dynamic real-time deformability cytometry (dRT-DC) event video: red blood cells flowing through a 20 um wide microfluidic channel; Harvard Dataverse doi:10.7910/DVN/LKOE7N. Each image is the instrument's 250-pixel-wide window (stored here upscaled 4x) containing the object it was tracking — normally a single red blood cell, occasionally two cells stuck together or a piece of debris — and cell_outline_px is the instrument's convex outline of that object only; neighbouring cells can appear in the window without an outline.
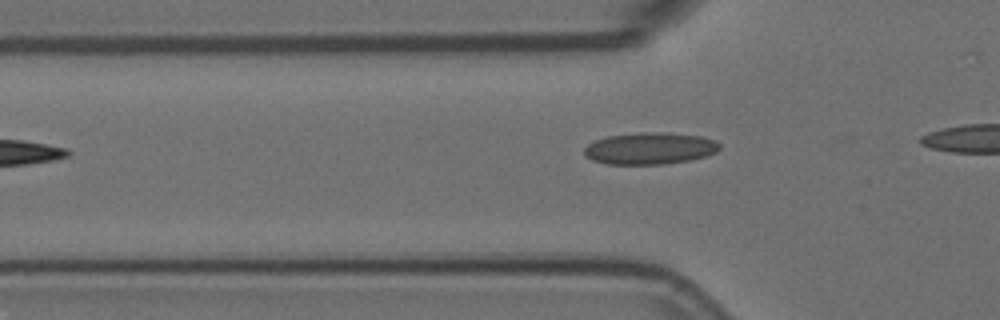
{"species": "Egyptian fruit bat (a non-hibernating species)", "species_latin": "Rousettus aegyptiacus", "temperature_condition": "room temperature", "stored_images_in_passage": 3, "camera_frame_rate_fps": 3000, "um_per_image_px": 0.085, "animal": {"sex": "female"}, "frame": {"image": 1, "passage_image": 3, "time_ms": 0.667, "image_size_px": [1000, 320], "cell_outline_px": [[720, 148], [716, 152], [708, 156], [688, 160], [664, 164], [608, 164], [592, 160], [584, 156], [584, 148], [588, 144], [596, 140], [608, 136], [640, 132], [668, 132], [700, 136], [716, 140], [720, 144]], "centroid_in_image_um": [55.25, 12.61], "position_along_channel_um": 70.5, "area_um2": 25.26}}